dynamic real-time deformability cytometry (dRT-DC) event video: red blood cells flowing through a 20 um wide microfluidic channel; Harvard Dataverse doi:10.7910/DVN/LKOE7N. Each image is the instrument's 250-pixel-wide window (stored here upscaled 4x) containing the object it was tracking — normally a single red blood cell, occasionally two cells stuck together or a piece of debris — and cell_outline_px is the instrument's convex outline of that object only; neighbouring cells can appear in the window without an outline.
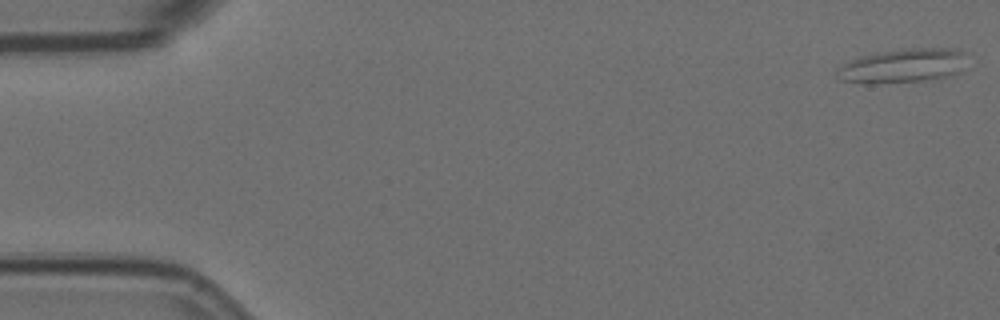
{"species": "Egyptian fruit bat (a non-hibernating species)", "species_latin": "Rousettus aegyptiacus", "temperature_condition": "room temperature", "stored_images_in_passage": 57, "camera_frame_rate_fps": 3000, "um_per_image_px": 0.085, "animal": {"sex": "female"}, "frame": {"image": 1, "passage_image": 1, "time_ms": 0.0, "image_size_px": [1000, 320], "cell_outline_px": [[964, 72], [952, 76], [928, 80], [872, 84], [864, 84], [836, 80], [836, 68], [840, 64], [860, 56], [900, 48], [956, 48], [964, 52]], "centroid_in_image_um": [76.71, 5.6], "position_along_channel_um": 8.3, "area_um2": 26.65}}
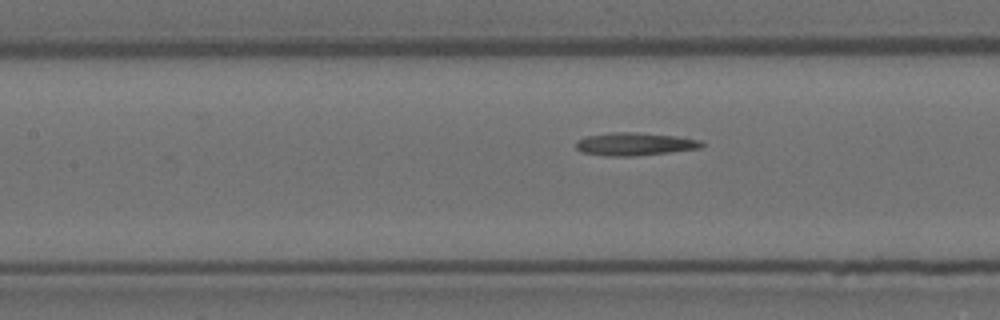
{"frame": {"image": 2, "passage_image": 25, "time_ms": 8.0, "image_size_px": [1000, 320], "cell_outline_px": [[704, 144], [700, 148], [668, 152], [632, 156], [604, 156], [580, 152], [576, 148], [576, 140], [584, 136], [612, 132], [640, 132], [676, 136], [704, 140]], "centroid_in_image_um": [53.92, 12.23], "position_along_channel_um": 153.5, "area_um2": 16.99}}
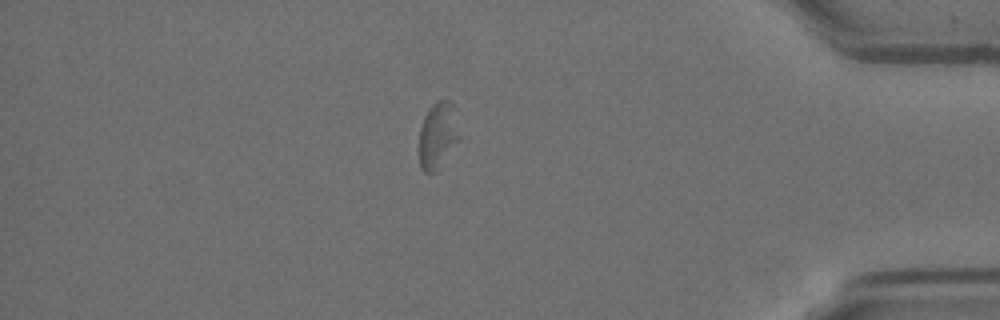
{"frame": {"image": 3, "passage_image": 49, "time_ms": 16.0, "image_size_px": [1000, 320], "cell_outline_px": [[460, 140], [436, 172], [424, 172], [420, 168], [420, 128], [424, 116], [428, 108], [436, 100], [452, 100], [460, 136]], "centroid_in_image_um": [37.23, 11.49], "position_along_channel_um": 398.0, "area_um2": 15.72}, "authors_computed_cell_mechanics": {"area_um2": 16.7042, "velocity_mm_per_s": 3.5152, "shape_relaxation_time_tau1_ms": null, "shape_relaxation_time_tau2_ms": 8.2148, "deformation_change_tau1": null, "deformation_change_tau2": 0.1632}}